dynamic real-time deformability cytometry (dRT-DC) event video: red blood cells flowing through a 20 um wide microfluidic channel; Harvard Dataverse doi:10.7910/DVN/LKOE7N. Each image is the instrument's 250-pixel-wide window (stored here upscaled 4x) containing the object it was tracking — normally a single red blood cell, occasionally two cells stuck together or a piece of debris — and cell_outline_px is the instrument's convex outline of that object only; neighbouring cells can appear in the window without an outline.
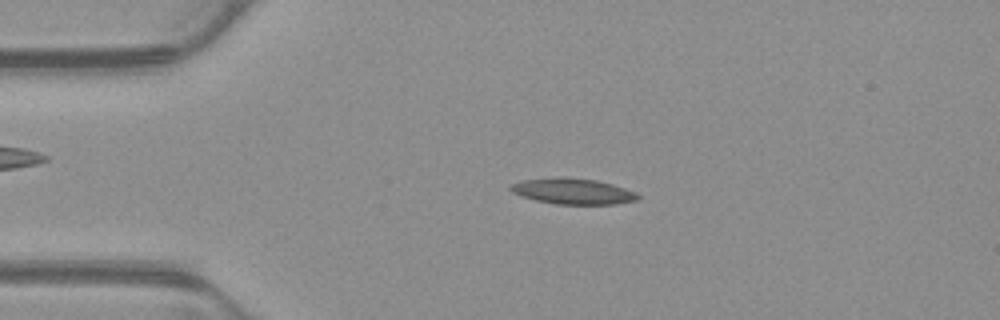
{"species": "common noctule bat (a hibernating species)", "species_latin": "Nyctalus noctula", "temperature_condition": "warm", "stored_images_in_passage": 52, "camera_frame_rate_fps": 3000, "um_per_image_px": 0.085, "animal": {"sex": "male", "body_mass_g": 23.1, "forearm_length_mm": 52.7}, "frame": {"image": 1, "passage_image": 11, "time_ms": 3.333, "image_size_px": [1000, 320], "cell_outline_px": [[640, 196], [636, 200], [616, 204], [556, 204], [536, 200], [520, 196], [512, 192], [508, 188], [512, 184], [524, 180], [560, 176], [596, 180], [612, 184], [636, 192]], "centroid_in_image_um": [48.68, 16.25], "position_along_channel_um": 36.3, "area_um2": 19.13}}
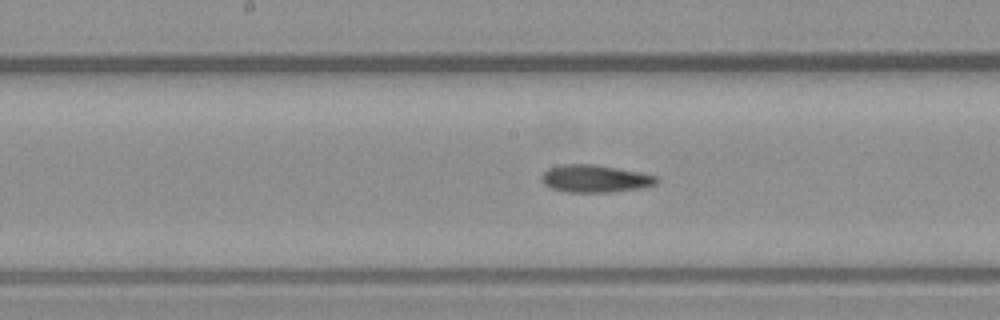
{"frame": {"image": 2, "passage_image": 26, "time_ms": 8.333, "image_size_px": [1000, 320], "cell_outline_px": [[660, 180], [656, 184], [640, 188], [612, 192], [568, 192], [552, 188], [544, 184], [540, 180], [540, 176], [548, 168], [560, 164], [596, 164], [640, 172], [656, 176]], "centroid_in_image_um": [50.56, 15.17], "position_along_channel_um": 197.6, "area_um2": 18.55}}
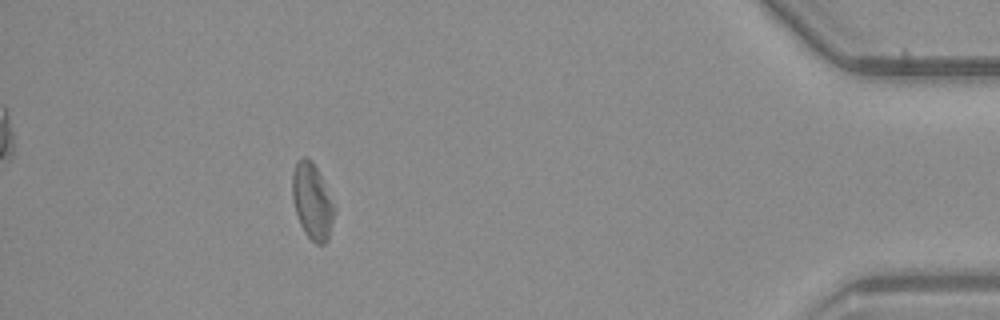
{"frame": {"image": 3, "passage_image": 47, "time_ms": 15.333, "image_size_px": [1000, 320], "cell_outline_px": [[336, 212], [328, 240], [324, 244], [316, 244], [304, 232], [300, 224], [292, 200], [292, 172], [296, 160], [304, 156], [308, 156], [312, 160], [320, 172], [336, 204]], "centroid_in_image_um": [26.57, 17.06], "position_along_channel_um": 408.6, "area_um2": 19.31}, "authors_computed_cell_mechanics": {"area_um2": 18.5827, "velocity_mm_per_s": 3.8706, "shape_relaxation_time_tau1_ms": null, "shape_relaxation_time_tau2_ms": 5.0063, "deformation_change_tau1": null, "deformation_change_tau2": 0.153}}